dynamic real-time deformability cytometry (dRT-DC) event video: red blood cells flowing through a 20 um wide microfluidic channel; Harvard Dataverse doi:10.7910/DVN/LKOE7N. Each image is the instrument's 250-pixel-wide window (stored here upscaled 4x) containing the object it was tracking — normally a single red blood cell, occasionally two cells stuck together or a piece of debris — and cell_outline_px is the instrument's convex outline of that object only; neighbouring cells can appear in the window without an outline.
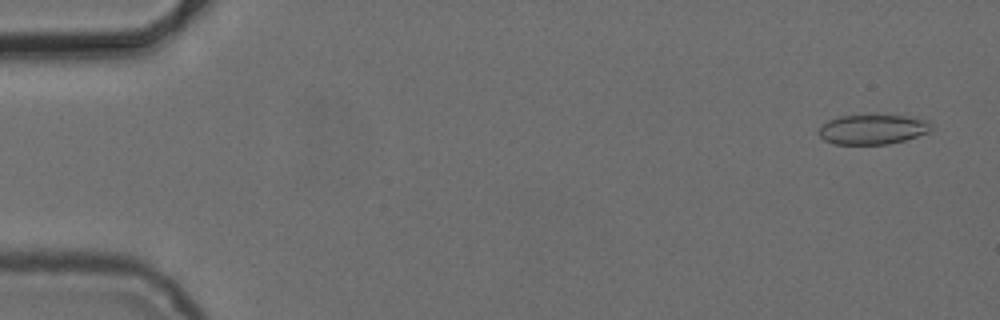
{"species": "common noctule bat (a hibernating species)", "species_latin": "Nyctalus noctula", "temperature_condition": "cold", "stored_images_in_passage": 4, "camera_frame_rate_fps": 3000, "um_per_image_px": 0.085, "animal": {"sex": "female", "body_mass_g": 24.6, "forearm_length_mm": 56.2}, "frame": {"image": 1, "passage_image": 1, "time_ms": 0.0, "image_size_px": [1000, 320], "cell_outline_px": [[932, 128], [928, 132], [904, 140], [888, 144], [836, 144], [824, 140], [816, 132], [828, 120], [840, 116], [904, 116], [924, 120], [932, 124]], "centroid_in_image_um": [74.14, 11.01], "position_along_channel_um": 10.9, "area_um2": 19.13}}
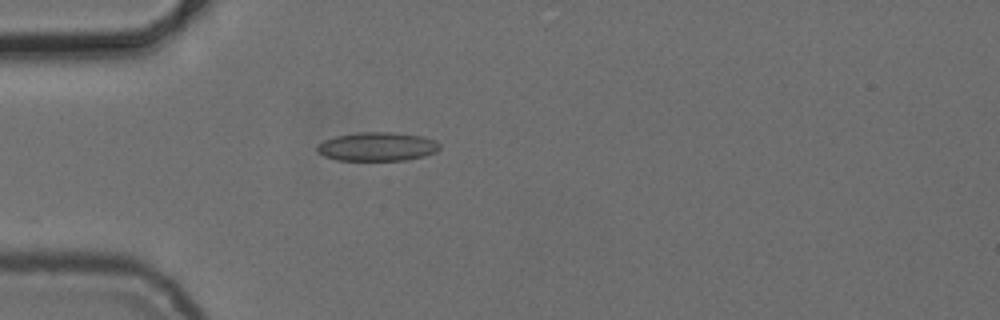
{"frame": {"image": 2, "passage_image": 4, "time_ms": 4.333, "image_size_px": [1000, 320], "cell_outline_px": [[440, 148], [436, 152], [424, 156], [404, 160], [336, 160], [324, 156], [316, 152], [316, 148], [324, 140], [336, 136], [356, 132], [392, 132], [424, 136], [436, 140], [440, 144]], "centroid_in_image_um": [32.08, 12.45], "position_along_channel_um": 52.9, "area_um2": 20.69}}